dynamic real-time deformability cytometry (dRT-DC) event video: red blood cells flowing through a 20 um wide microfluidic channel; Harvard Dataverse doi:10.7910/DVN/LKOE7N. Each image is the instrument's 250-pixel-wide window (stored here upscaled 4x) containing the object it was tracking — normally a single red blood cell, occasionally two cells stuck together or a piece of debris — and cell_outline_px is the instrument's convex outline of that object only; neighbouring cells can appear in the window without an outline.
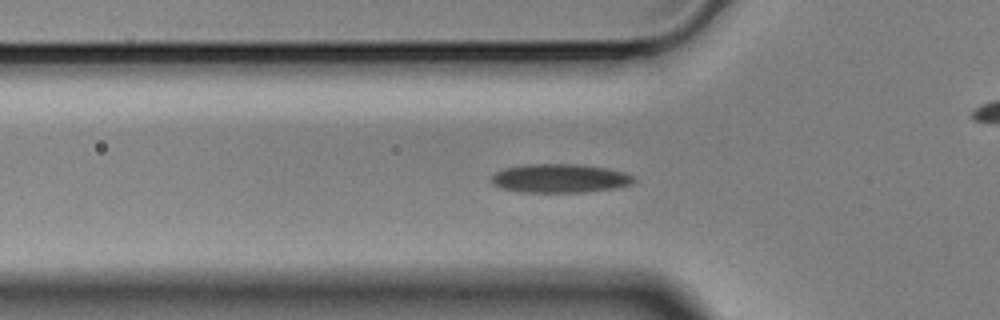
{"species": "Egyptian fruit bat (a non-hibernating species)", "species_latin": "Rousettus aegyptiacus", "temperature_condition": "cold", "stored_images_in_passage": 49, "camera_frame_rate_fps": 3000, "um_per_image_px": 0.085, "animal": {"sex": "male"}, "frame": {"image": 1, "passage_image": 10, "time_ms": 3.0, "image_size_px": [1000, 320], "cell_outline_px": [[636, 180], [632, 184], [612, 188], [584, 192], [516, 192], [500, 188], [492, 184], [492, 176], [496, 172], [504, 168], [528, 164], [584, 164], [608, 168], [624, 172], [636, 176]], "centroid_in_image_um": [47.6, 15.15], "position_along_channel_um": 78.2, "area_um2": 24.1}}
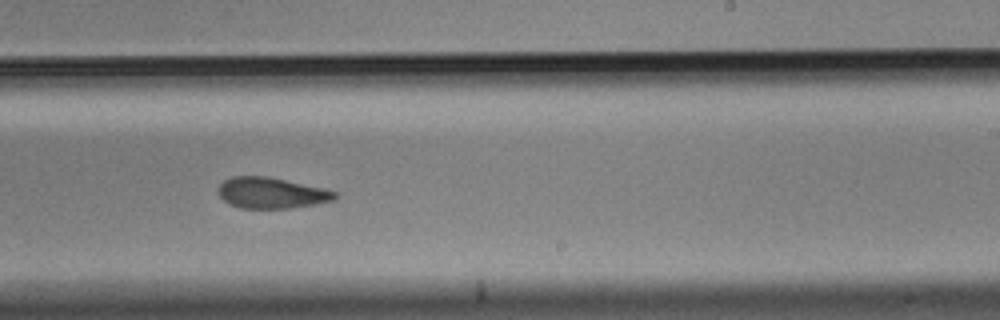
{"frame": {"image": 2, "passage_image": 26, "time_ms": 8.333, "image_size_px": [1000, 320], "cell_outline_px": [[336, 200], [292, 208], [240, 208], [228, 204], [220, 196], [216, 188], [224, 180], [232, 176], [268, 176], [324, 188], [336, 192]], "centroid_in_image_um": [23.04, 16.39], "position_along_channel_um": 266.0, "area_um2": 21.15}}
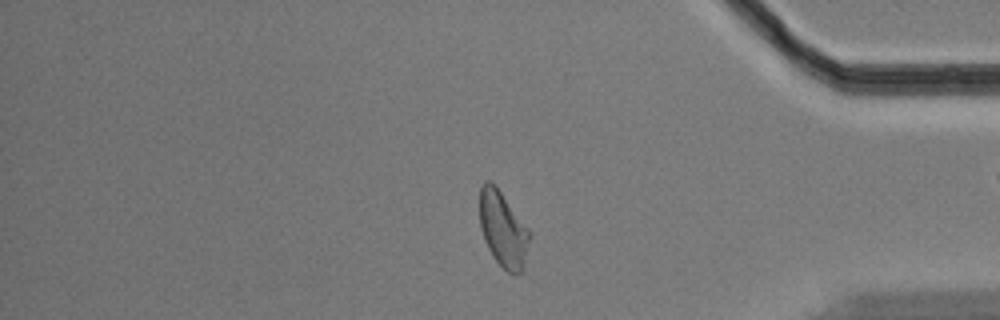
{"frame": {"image": 3, "passage_image": 39, "time_ms": 12.667, "image_size_px": [1000, 320], "cell_outline_px": [[528, 240], [524, 260], [520, 272], [516, 276], [508, 272], [492, 256], [484, 240], [480, 228], [480, 188], [484, 180], [488, 180], [500, 192], [528, 228]], "centroid_in_image_um": [42.71, 19.49], "position_along_channel_um": 392.5, "area_um2": 21.15}, "authors_computed_cell_mechanics": {"area_um2": 22.253, "velocity_mm_per_s": 3.507, "shape_relaxation_time_tau1_ms": 8.1031, "shape_relaxation_time_tau2_ms": 5.4844, "deformation_change_tau1": 0.1665, "deformation_change_tau2": 0.109}}